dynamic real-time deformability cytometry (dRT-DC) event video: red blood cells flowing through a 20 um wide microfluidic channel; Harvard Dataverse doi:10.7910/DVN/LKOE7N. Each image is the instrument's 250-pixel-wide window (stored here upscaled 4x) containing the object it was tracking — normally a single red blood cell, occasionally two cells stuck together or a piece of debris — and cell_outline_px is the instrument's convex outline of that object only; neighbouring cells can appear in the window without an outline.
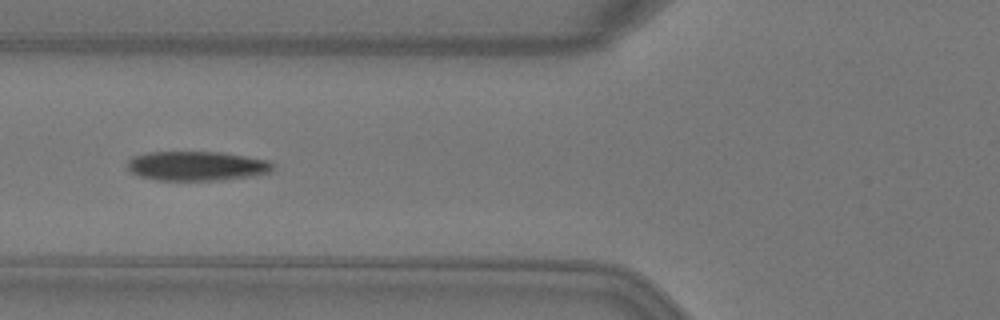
{"species": "Egyptian fruit bat (a non-hibernating species)", "species_latin": "Rousettus aegyptiacus", "temperature_condition": "warm", "stored_images_in_passage": 5, "camera_frame_rate_fps": 3000, "um_per_image_px": 0.085, "animal": {"sex": "female"}, "frame": {"image": 1, "passage_image": 5, "time_ms": 1.333, "image_size_px": [1000, 320], "cell_outline_px": [[276, 164], [272, 172], [252, 176], [224, 180], [156, 180], [140, 176], [132, 172], [128, 168], [128, 160], [132, 156], [148, 152], [224, 152], [268, 160]], "centroid_in_image_um": [16.78, 14.1], "position_along_channel_um": 109.0, "area_um2": 25.2}}